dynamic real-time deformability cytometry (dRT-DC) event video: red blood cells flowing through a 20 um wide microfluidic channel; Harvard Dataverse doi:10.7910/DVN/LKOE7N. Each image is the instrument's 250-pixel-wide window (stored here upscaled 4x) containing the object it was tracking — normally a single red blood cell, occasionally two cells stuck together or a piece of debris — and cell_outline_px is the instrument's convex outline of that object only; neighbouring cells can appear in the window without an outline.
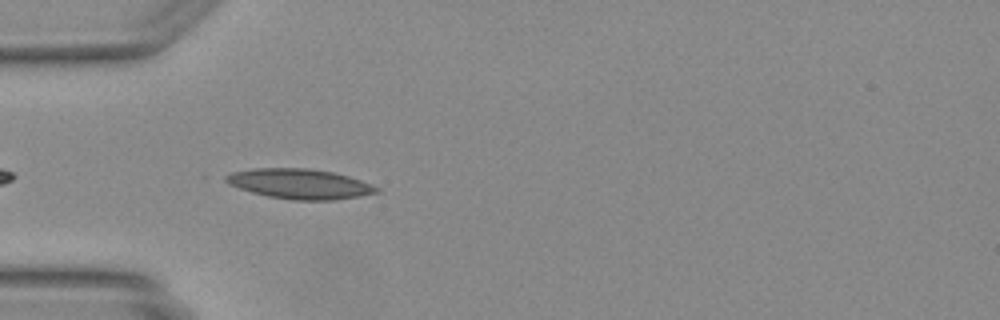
{"species": "Egyptian fruit bat (a non-hibernating species)", "species_latin": "Rousettus aegyptiacus", "temperature_condition": "warm", "stored_images_in_passage": 6, "camera_frame_rate_fps": 3000, "um_per_image_px": 0.085, "animal": {"sex": "female"}, "frame": {"image": 1, "passage_image": 3, "time_ms": 0.667, "image_size_px": [1000, 320], "cell_outline_px": [[380, 192], [360, 196], [332, 200], [292, 200], [268, 196], [252, 192], [228, 184], [224, 180], [224, 176], [232, 172], [252, 168], [308, 168], [332, 172], [348, 176], [372, 184], [380, 188]], "centroid_in_image_um": [25.47, 15.62], "position_along_channel_um": 59.5, "area_um2": 26.36}}